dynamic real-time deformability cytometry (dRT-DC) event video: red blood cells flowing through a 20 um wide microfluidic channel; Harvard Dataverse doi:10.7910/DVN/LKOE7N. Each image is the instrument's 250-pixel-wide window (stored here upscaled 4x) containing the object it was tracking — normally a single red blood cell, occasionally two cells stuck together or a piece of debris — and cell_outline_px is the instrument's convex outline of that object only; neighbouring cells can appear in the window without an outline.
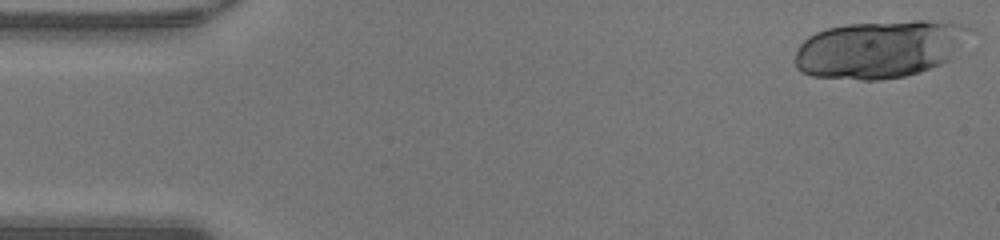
{"species": "human", "species_latin": "Homo sapiens", "temperature_condition": "warm", "stored_images_in_passage": 34, "camera_frame_rate_fps": 3000, "um_per_image_px": 0.085, "donor": {"sex": "male"}, "frame": {"image": 1, "passage_image": 1, "time_ms": 0.0, "image_size_px": [1000, 240], "cell_outline_px": [[972, 28], [956, 56], [952, 60], [920, 72], [904, 76], [880, 80], [860, 80], [812, 76], [800, 72], [796, 68], [796, 52], [800, 44], [808, 36], [816, 32], [828, 28], [848, 24], [916, 20], [924, 20], [960, 24]], "centroid_in_image_um": [74.79, 4.19], "position_along_channel_um": 10.2, "area_um2": 58.96}}
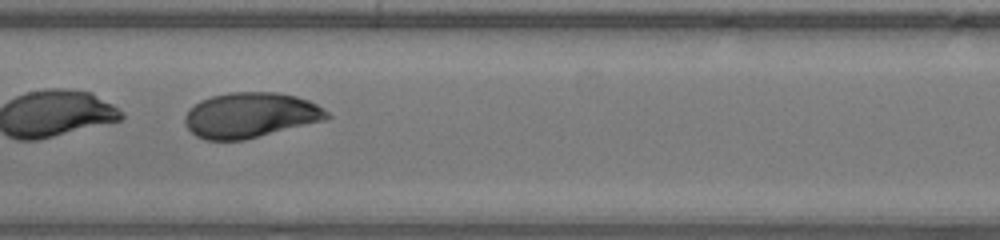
{"frame": {"image": 2, "passage_image": 23, "time_ms": 7.333, "image_size_px": [1000, 240], "cell_outline_px": [[332, 116], [324, 120], [244, 140], [204, 140], [196, 136], [184, 124], [184, 116], [188, 108], [200, 100], [212, 96], [228, 92], [276, 92], [296, 96], [308, 100], [316, 104], [328, 112]], "centroid_in_image_um": [21.24, 9.78], "position_along_channel_um": 186.2, "area_um2": 37.51}}
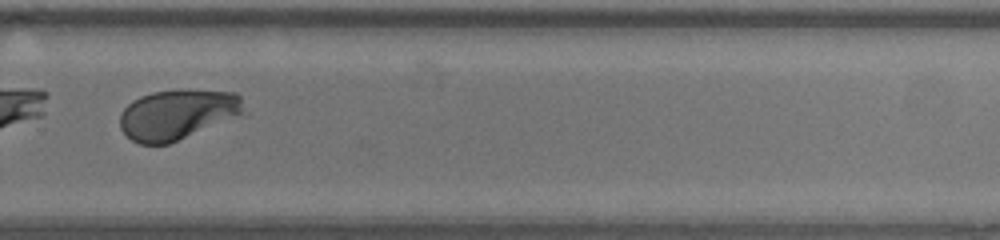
{"frame": {"image": 3, "passage_image": 32, "time_ms": 10.333, "image_size_px": [1000, 240], "cell_outline_px": [[244, 116], [168, 144], [140, 144], [132, 140], [120, 128], [120, 112], [132, 100], [140, 96], [152, 92], [180, 88], [188, 88], [236, 92], [240, 96], [244, 112]], "centroid_in_image_um": [15.13, 9.7], "position_along_channel_um": 314.7, "area_um2": 37.11}}